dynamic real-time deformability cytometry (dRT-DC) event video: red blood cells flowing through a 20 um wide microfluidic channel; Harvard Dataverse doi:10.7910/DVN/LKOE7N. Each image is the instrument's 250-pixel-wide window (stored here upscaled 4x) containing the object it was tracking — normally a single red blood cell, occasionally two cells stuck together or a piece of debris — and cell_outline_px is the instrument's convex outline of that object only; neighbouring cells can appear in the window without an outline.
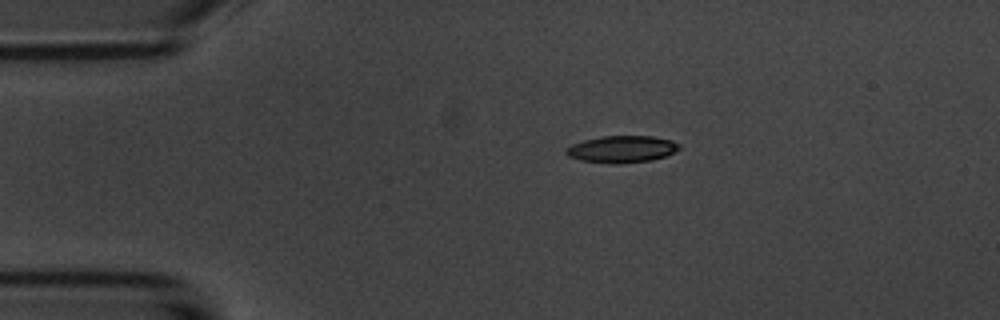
{"species": "common noctule bat (a hibernating species)", "species_latin": "Nyctalus noctula", "temperature_condition": "room temperature", "stored_images_in_passage": 6, "camera_frame_rate_fps": 3000, "um_per_image_px": 0.085, "animal": {"sex": "male", "body_mass_g": 20.1, "forearm_length_mm": 53.5}, "frame": {"image": 1, "passage_image": 1, "time_ms": 0.0, "image_size_px": [1000, 320], "cell_outline_px": [[680, 148], [676, 152], [652, 160], [620, 164], [612, 164], [580, 160], [568, 156], [564, 152], [564, 148], [572, 144], [584, 140], [600, 136], [652, 136], [672, 140], [680, 144]], "centroid_in_image_um": [52.84, 12.68], "position_along_channel_um": 32.2, "area_um2": 17.98}}
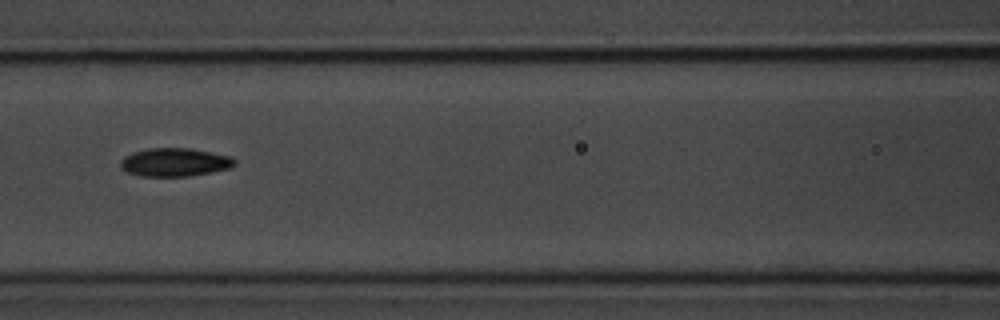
{"frame": {"image": 2, "passage_image": 4, "time_ms": 4.333, "image_size_px": [1000, 320], "cell_outline_px": [[236, 164], [232, 168], [212, 172], [188, 176], [140, 176], [128, 172], [120, 168], [120, 160], [124, 156], [132, 152], [148, 148], [192, 148], [232, 156], [236, 160]], "centroid_in_image_um": [14.87, 13.78], "position_along_channel_um": 151.7, "area_um2": 19.13}}
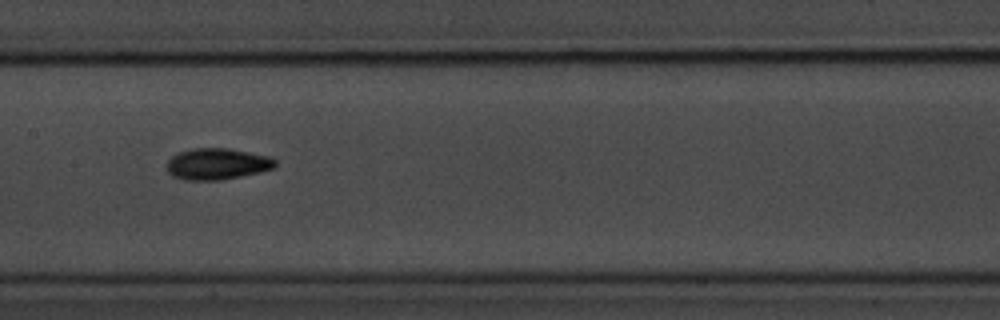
{"frame": {"image": 3, "passage_image": 5, "time_ms": 5.333, "image_size_px": [1000, 320], "cell_outline_px": [[276, 168], [260, 172], [220, 180], [188, 180], [172, 176], [168, 172], [168, 160], [172, 156], [180, 152], [192, 148], [228, 148], [272, 156], [276, 160]], "centroid_in_image_um": [18.51, 13.93], "position_along_channel_um": 188.9, "area_um2": 19.88}}